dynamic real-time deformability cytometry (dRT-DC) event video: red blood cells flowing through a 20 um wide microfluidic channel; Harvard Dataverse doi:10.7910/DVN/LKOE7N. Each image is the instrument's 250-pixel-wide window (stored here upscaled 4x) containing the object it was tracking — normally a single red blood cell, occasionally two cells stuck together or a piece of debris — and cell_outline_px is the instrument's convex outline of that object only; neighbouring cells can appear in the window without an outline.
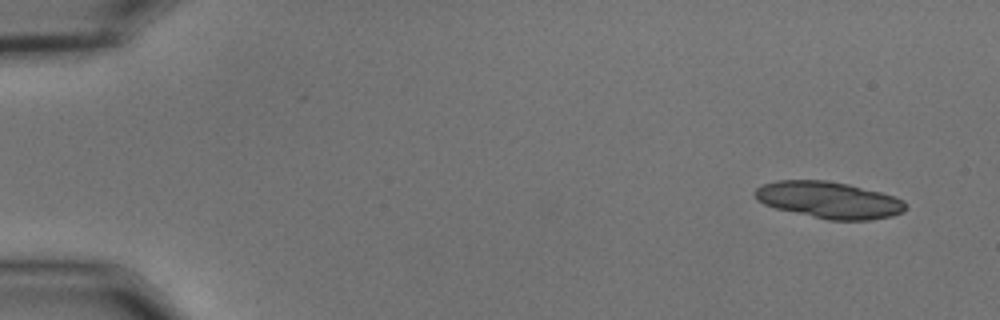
{"species": "common noctule bat (a hibernating species)", "species_latin": "Nyctalus noctula", "temperature_condition": "cold", "stored_images_in_passage": 19, "camera_frame_rate_fps": 3000, "um_per_image_px": 0.085, "animal": {"sex": "male", "body_mass_g": 15.6}, "frame": {"image": 1, "passage_image": 1, "time_ms": 0.0, "image_size_px": [1000, 320], "cell_outline_px": [[908, 208], [904, 212], [892, 216], [868, 220], [828, 220], [776, 208], [764, 204], [756, 200], [752, 192], [756, 188], [764, 184], [776, 180], [828, 180], [848, 184], [880, 192], [904, 200], [908, 204]], "centroid_in_image_um": [70.47, 16.99], "position_along_channel_um": 14.5, "area_um2": 32.37}}